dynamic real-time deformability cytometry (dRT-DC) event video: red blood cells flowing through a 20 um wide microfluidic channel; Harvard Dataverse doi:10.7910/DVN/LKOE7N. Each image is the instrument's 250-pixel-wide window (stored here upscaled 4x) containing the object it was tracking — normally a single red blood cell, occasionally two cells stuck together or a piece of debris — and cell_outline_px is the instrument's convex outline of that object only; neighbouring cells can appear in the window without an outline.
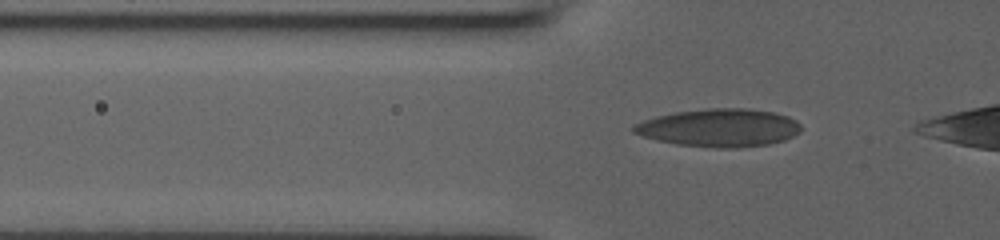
{"species": "human", "species_latin": "Homo sapiens", "temperature_condition": "room temperature", "stored_images_in_passage": 32, "camera_frame_rate_fps": 3000, "um_per_image_px": 0.085, "donor": {"sex": "male"}, "frame": {"image": 1, "passage_image": 4, "time_ms": 1.0, "image_size_px": [1000, 240], "cell_outline_px": [[800, 132], [784, 140], [768, 144], [740, 148], [716, 148], [676, 144], [656, 140], [632, 132], [632, 124], [656, 116], [676, 112], [708, 108], [748, 108], [772, 112], [788, 116], [796, 120], [800, 124]], "centroid_in_image_um": [61.13, 10.86], "position_along_channel_um": 64.7, "area_um2": 37.11}}
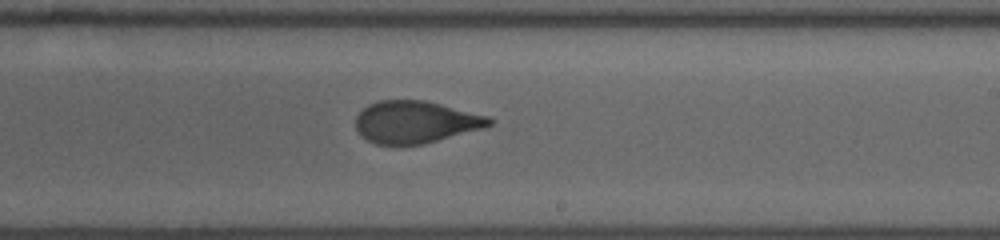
{"frame": {"image": 2, "passage_image": 18, "time_ms": 5.667, "image_size_px": [1000, 240], "cell_outline_px": [[496, 120], [492, 124], [484, 128], [424, 144], [376, 144], [368, 140], [356, 128], [356, 116], [368, 104], [376, 100], [424, 100], [488, 116]], "centroid_in_image_um": [35.34, 10.36], "position_along_channel_um": 253.7, "area_um2": 32.66}}
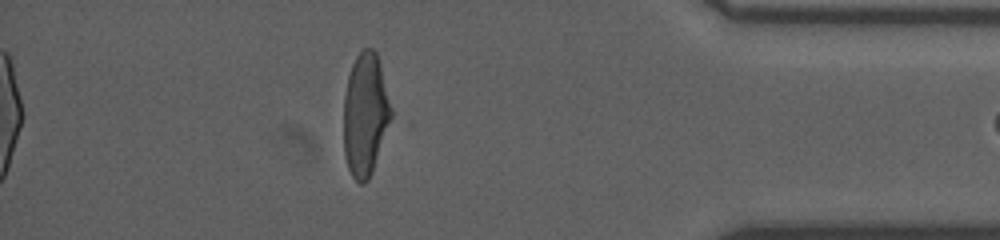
{"frame": {"image": 3, "passage_image": 31, "time_ms": 10.0, "image_size_px": [1000, 240], "cell_outline_px": [[392, 116], [372, 172], [368, 180], [364, 184], [360, 184], [352, 176], [348, 168], [344, 156], [344, 96], [348, 76], [352, 64], [356, 56], [364, 48], [372, 48], [376, 52], [380, 64], [392, 108]], "centroid_in_image_um": [31.04, 9.74], "position_along_channel_um": 404.2, "area_um2": 33.93}}